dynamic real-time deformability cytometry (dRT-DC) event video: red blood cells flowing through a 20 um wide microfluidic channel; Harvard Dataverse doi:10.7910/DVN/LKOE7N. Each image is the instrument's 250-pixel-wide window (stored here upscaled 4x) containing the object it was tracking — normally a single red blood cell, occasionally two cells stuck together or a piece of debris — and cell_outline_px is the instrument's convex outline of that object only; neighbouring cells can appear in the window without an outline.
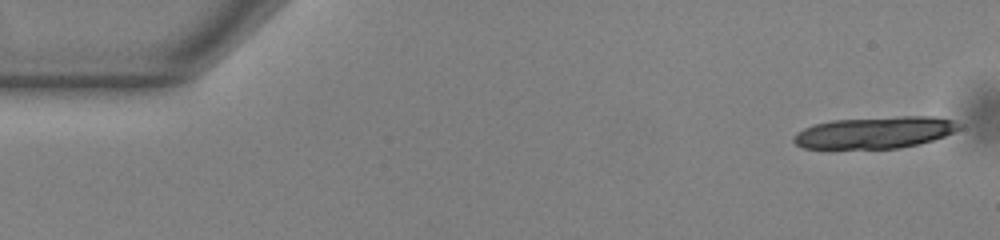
{"species": "common noctule bat (a hibernating species)", "species_latin": "Nyctalus noctula", "temperature_condition": "warm", "stored_images_in_passage": 16, "camera_frame_rate_fps": 3000, "um_per_image_px": 0.085, "animal": {"sex": "male", "body_mass_g": 13.0, "forearm_length_mm": 53.1}, "frame": {"image": 1, "passage_image": 1, "time_ms": 0.0, "image_size_px": [1000, 240], "cell_outline_px": [[964, 124], [960, 128], [944, 136], [932, 140], [900, 148], [832, 152], [828, 152], [804, 148], [796, 144], [792, 140], [792, 136], [796, 132], [812, 124], [832, 120], [900, 116], [932, 116], [952, 120]], "centroid_in_image_um": [74.23, 11.31], "position_along_channel_um": 10.8, "area_um2": 32.08}}